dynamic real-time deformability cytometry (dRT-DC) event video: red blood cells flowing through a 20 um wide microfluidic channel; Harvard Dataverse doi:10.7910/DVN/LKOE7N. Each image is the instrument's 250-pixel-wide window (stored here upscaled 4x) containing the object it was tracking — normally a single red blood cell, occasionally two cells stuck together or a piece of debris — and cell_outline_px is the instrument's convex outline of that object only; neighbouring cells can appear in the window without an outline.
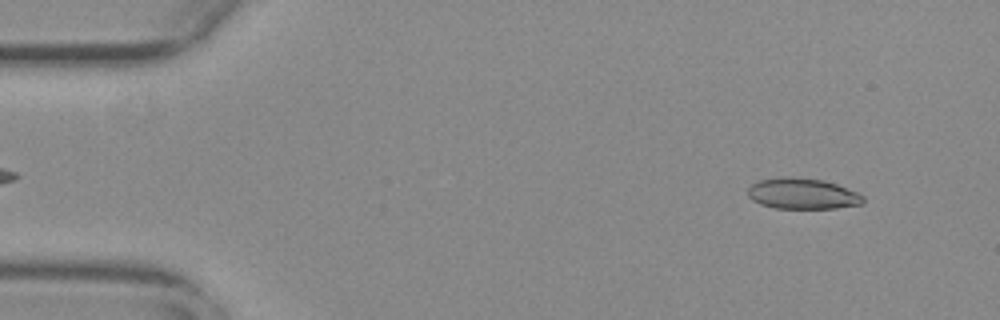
{"species": "common noctule bat (a hibernating species)", "species_latin": "Nyctalus noctula", "temperature_condition": "warm", "stored_images_in_passage": 55, "camera_frame_rate_fps": 3000, "um_per_image_px": 0.085, "animal": {"sex": "female", "body_mass_g": 29.2, "forearm_length_mm": 56.3}, "frame": {"image": 1, "passage_image": 5, "time_ms": 1.333, "image_size_px": [1000, 320], "cell_outline_px": [[864, 204], [836, 208], [776, 208], [760, 204], [752, 200], [748, 196], [748, 188], [752, 184], [760, 180], [780, 176], [792, 176], [824, 180], [836, 184], [856, 192], [864, 196]], "centroid_in_image_um": [68.2, 16.45], "position_along_channel_um": 16.8, "area_um2": 20.87}}
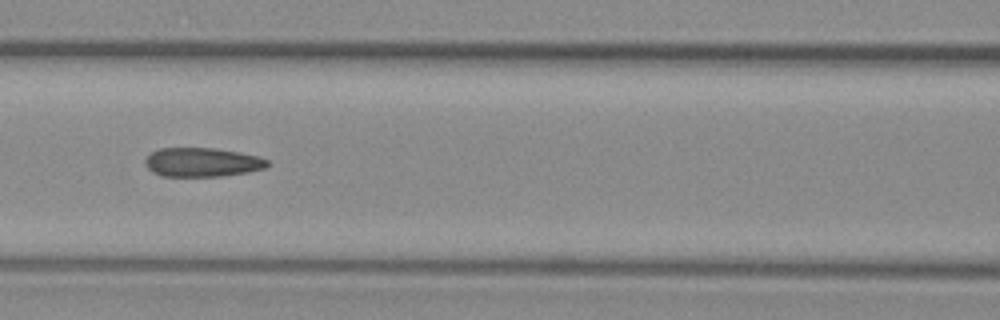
{"frame": {"image": 2, "passage_image": 24, "time_ms": 7.667, "image_size_px": [1000, 320], "cell_outline_px": [[268, 164], [264, 168], [248, 172], [220, 176], [160, 176], [152, 172], [144, 164], [144, 160], [152, 152], [160, 148], [216, 148], [240, 152], [256, 156], [268, 160]], "centroid_in_image_um": [17.15, 13.79], "position_along_channel_um": 149.5, "area_um2": 20.63}}
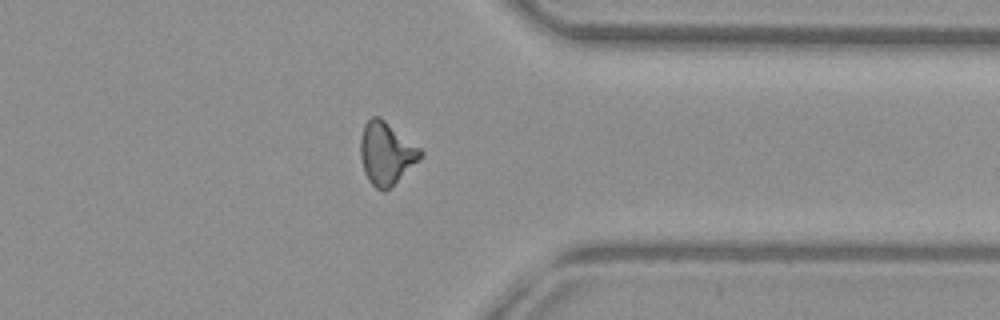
{"frame": {"image": 3, "passage_image": 43, "time_ms": 14.0, "image_size_px": [1000, 320], "cell_outline_px": [[424, 152], [420, 160], [384, 192], [376, 188], [368, 180], [364, 172], [360, 156], [360, 136], [364, 124], [372, 116], [380, 116], [420, 148]], "centroid_in_image_um": [32.82, 13.01], "position_along_channel_um": 378.6, "area_um2": 21.85}, "authors_computed_cell_mechanics": {"area_um2": 20.9814, "velocity_mm_per_s": 3.7468, "shape_relaxation_time_tau1_ms": null, "shape_relaxation_time_tau2_ms": 1.4563, "deformation_change_tau1": null, "deformation_change_tau2": 0.0818}}